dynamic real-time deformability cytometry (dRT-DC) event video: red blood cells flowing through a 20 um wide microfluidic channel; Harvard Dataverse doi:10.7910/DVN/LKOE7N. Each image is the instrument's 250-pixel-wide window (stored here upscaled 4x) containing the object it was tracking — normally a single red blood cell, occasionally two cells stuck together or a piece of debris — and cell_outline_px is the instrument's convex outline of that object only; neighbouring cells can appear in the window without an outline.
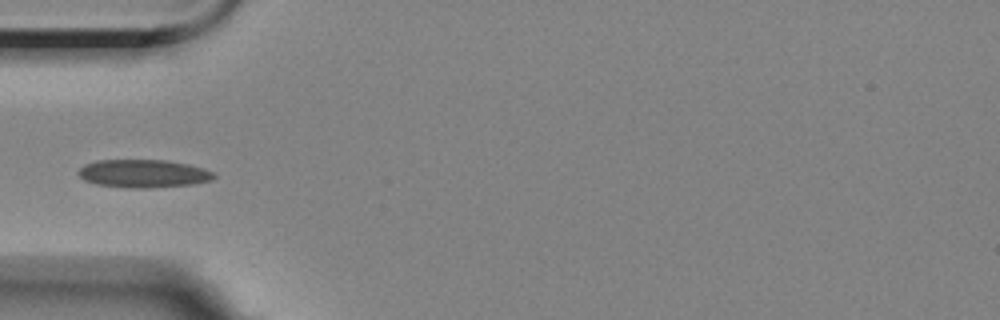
{"species": "Egyptian fruit bat (a non-hibernating species)", "species_latin": "Rousettus aegyptiacus", "temperature_condition": "room temperature", "stored_images_in_passage": 7, "camera_frame_rate_fps": 3000, "um_per_image_px": 0.085, "animal": {"sex": "female"}, "frame": {"image": 1, "passage_image": 6, "time_ms": 5.667, "image_size_px": [1000, 320], "cell_outline_px": [[216, 176], [212, 180], [192, 184], [148, 188], [132, 188], [96, 184], [84, 180], [76, 172], [84, 164], [96, 160], [168, 160], [188, 164], [204, 168], [216, 172]], "centroid_in_image_um": [12.2, 14.74], "position_along_channel_um": 72.8, "area_um2": 22.31}}
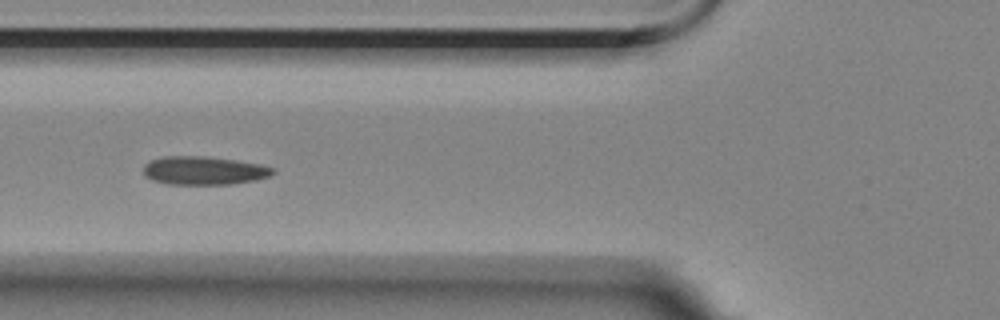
{"frame": {"image": 2, "passage_image": 7, "time_ms": 6.667, "image_size_px": [1000, 320], "cell_outline_px": [[276, 172], [272, 176], [256, 180], [232, 184], [164, 184], [152, 180], [144, 176], [144, 164], [152, 160], [164, 156], [204, 156], [236, 160], [260, 164], [276, 168]], "centroid_in_image_um": [17.37, 14.5], "position_along_channel_um": 108.4, "area_um2": 21.68}}